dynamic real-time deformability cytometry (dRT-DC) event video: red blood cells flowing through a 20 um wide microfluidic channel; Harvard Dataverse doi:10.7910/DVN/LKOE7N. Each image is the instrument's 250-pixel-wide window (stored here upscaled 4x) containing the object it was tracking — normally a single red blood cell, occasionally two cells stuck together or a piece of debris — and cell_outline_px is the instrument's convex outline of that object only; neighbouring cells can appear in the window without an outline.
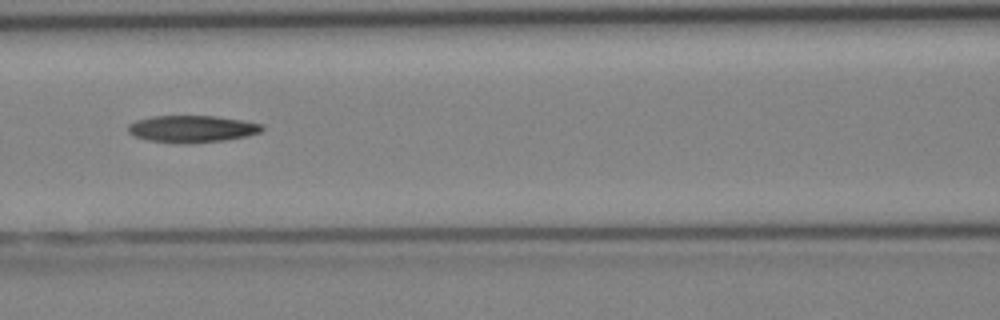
{"species": "Egyptian fruit bat (a non-hibernating species)", "species_latin": "Rousettus aegyptiacus", "temperature_condition": "cold", "stored_images_in_passage": 4, "camera_frame_rate_fps": 3000, "um_per_image_px": 0.085, "animal": {"sex": "female"}, "frame": {"image": 1, "passage_image": 4, "time_ms": 3.667, "image_size_px": [1000, 320], "cell_outline_px": [[264, 128], [260, 132], [248, 136], [224, 140], [148, 140], [136, 136], [128, 132], [128, 124], [136, 120], [152, 116], [212, 116], [244, 120], [264, 124]], "centroid_in_image_um": [16.38, 10.89], "position_along_channel_um": 150.2, "area_um2": 20.0}}